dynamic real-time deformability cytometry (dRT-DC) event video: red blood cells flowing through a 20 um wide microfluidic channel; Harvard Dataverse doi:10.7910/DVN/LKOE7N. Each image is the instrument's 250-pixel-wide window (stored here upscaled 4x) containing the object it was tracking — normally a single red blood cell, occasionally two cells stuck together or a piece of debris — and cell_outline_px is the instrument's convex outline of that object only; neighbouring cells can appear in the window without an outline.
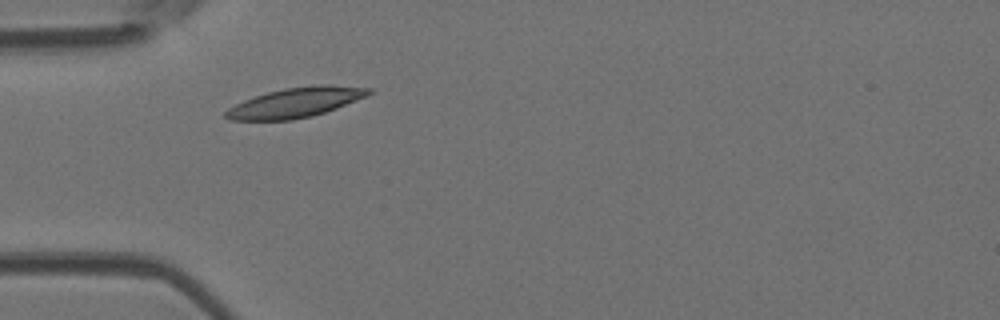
{"species": "Egyptian fruit bat (a non-hibernating species)", "species_latin": "Rousettus aegyptiacus", "temperature_condition": "room temperature", "stored_images_in_passage": 6, "camera_frame_rate_fps": 3000, "um_per_image_px": 0.085, "animal": {"sex": "female"}, "frame": {"image": 1, "passage_image": 2, "time_ms": 2.0, "image_size_px": [1000, 320], "cell_outline_px": [[372, 92], [368, 96], [336, 108], [312, 116], [292, 120], [232, 120], [224, 116], [224, 112], [228, 108], [244, 100], [268, 92], [284, 88], [320, 84], [328, 84], [372, 88]], "centroid_in_image_um": [25.16, 8.71], "position_along_channel_um": 59.8, "area_um2": 24.8}}
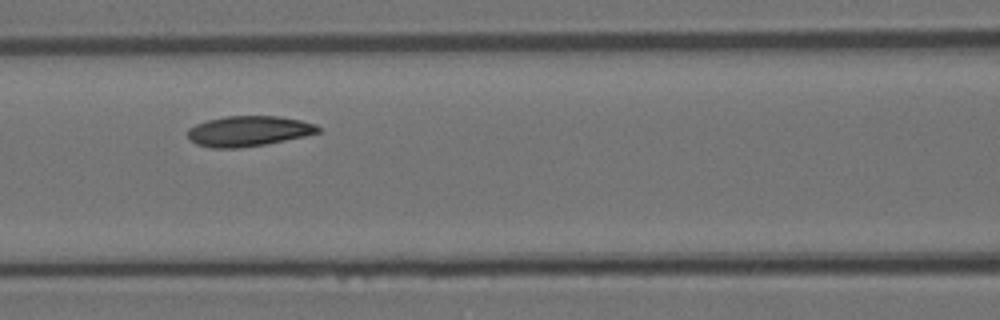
{"frame": {"image": 2, "passage_image": 4, "time_ms": 4.333, "image_size_px": [1000, 320], "cell_outline_px": [[320, 132], [304, 136], [264, 144], [236, 148], [212, 148], [196, 144], [188, 136], [188, 128], [196, 124], [208, 120], [224, 116], [280, 116], [300, 120], [316, 124], [320, 128]], "centroid_in_image_um": [21.12, 11.13], "position_along_channel_um": 145.5, "area_um2": 22.89}}
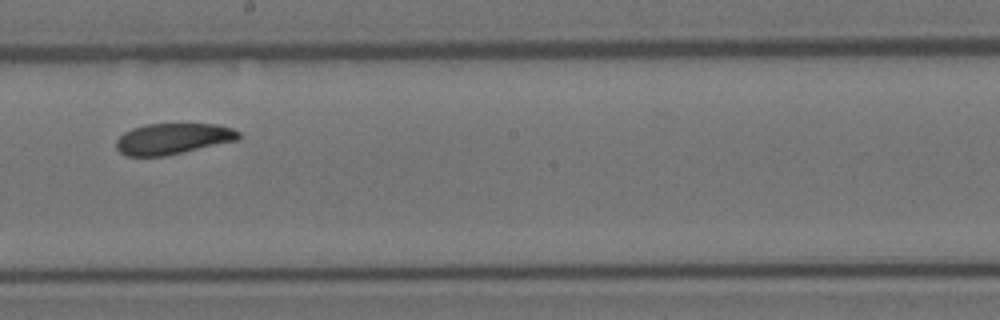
{"frame": {"image": 3, "passage_image": 6, "time_ms": 6.667, "image_size_px": [1000, 320], "cell_outline_px": [[240, 140], [184, 152], [164, 156], [124, 156], [116, 148], [116, 140], [124, 132], [132, 128], [144, 124], [216, 124], [232, 128], [240, 132]], "centroid_in_image_um": [14.7, 11.79], "position_along_channel_um": 233.5, "area_um2": 22.31}}